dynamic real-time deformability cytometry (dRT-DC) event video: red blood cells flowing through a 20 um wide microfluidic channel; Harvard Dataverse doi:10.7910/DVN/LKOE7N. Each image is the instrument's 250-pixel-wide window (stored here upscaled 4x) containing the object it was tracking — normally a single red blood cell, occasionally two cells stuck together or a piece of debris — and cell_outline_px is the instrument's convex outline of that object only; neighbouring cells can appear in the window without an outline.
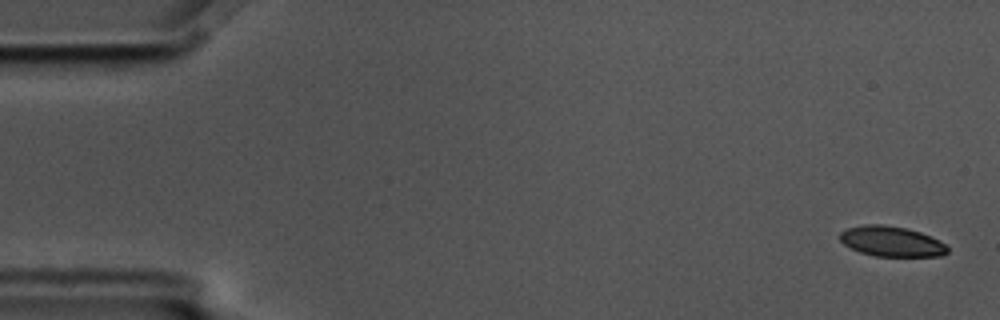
{"species": "common noctule bat (a hibernating species)", "species_latin": "Nyctalus noctula", "temperature_condition": "cold", "stored_images_in_passage": 5, "camera_frame_rate_fps": 3000, "um_per_image_px": 0.085, "animal": {"sex": "male", "body_mass_g": 17.5, "forearm_length_mm": 52.3}, "frame": {"image": 1, "passage_image": 1, "time_ms": 0.0, "image_size_px": [1000, 320], "cell_outline_px": [[948, 252], [940, 256], [876, 256], [860, 252], [844, 244], [840, 240], [840, 232], [848, 228], [864, 224], [884, 224], [904, 228], [920, 232], [940, 240], [948, 248]], "centroid_in_image_um": [75.77, 20.51], "position_along_channel_um": 9.2, "area_um2": 18.84}}
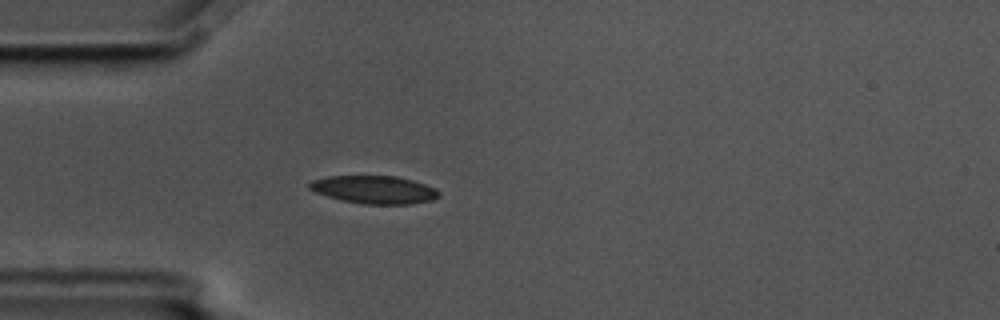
{"frame": {"image": 2, "passage_image": 5, "time_ms": 1.333, "image_size_px": [1000, 320], "cell_outline_px": [[440, 196], [432, 200], [408, 204], [364, 204], [344, 200], [328, 196], [316, 192], [308, 188], [308, 184], [312, 180], [328, 176], [396, 176], [412, 180], [436, 188], [440, 192]], "centroid_in_image_um": [31.83, 16.11], "position_along_channel_um": 53.2, "area_um2": 20.92}}